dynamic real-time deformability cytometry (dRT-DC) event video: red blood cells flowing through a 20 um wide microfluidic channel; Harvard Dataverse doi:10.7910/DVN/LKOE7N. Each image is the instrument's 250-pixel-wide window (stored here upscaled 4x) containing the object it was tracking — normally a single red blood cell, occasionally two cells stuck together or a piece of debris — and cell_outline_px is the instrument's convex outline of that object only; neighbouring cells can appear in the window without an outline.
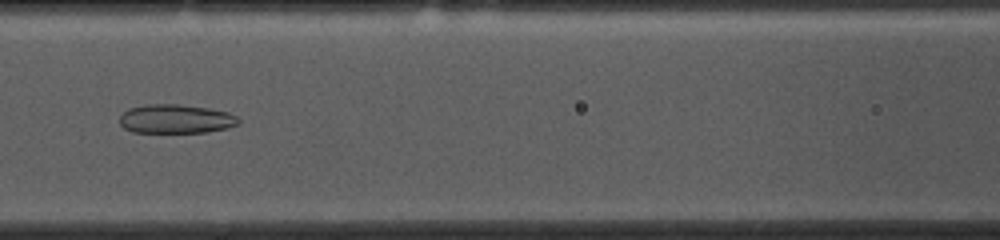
{"species": "common noctule bat (a hibernating species)", "species_latin": "Nyctalus noctula", "temperature_condition": "cold", "stored_images_in_passage": 53, "camera_frame_rate_fps": 3000, "um_per_image_px": 0.085, "animal": {"sex": "female", "body_mass_g": 10.0, "forearm_length_mm": 53.1}, "frame": {"image": 1, "passage_image": 22, "time_ms": 7.0, "image_size_px": [1000, 240], "cell_outline_px": [[240, 124], [228, 128], [208, 132], [132, 132], [124, 128], [120, 124], [120, 116], [128, 108], [144, 104], [176, 104], [208, 108], [228, 112], [236, 116], [240, 120]], "centroid_in_image_um": [14.95, 10.11], "position_along_channel_um": 151.6, "area_um2": 20.17}}
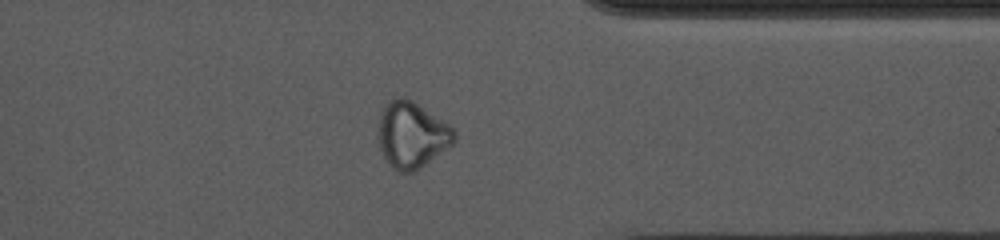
{"frame": {"image": 2, "passage_image": 41, "time_ms": 13.333, "image_size_px": [1000, 240], "cell_outline_px": [[456, 140], [452, 144], [420, 168], [412, 172], [400, 172], [392, 168], [388, 164], [380, 148], [376, 136], [376, 128], [380, 112], [388, 100], [396, 96], [404, 96], [452, 124], [456, 132]], "centroid_in_image_um": [34.98, 11.43], "position_along_channel_um": 376.4, "area_um2": 30.0}}
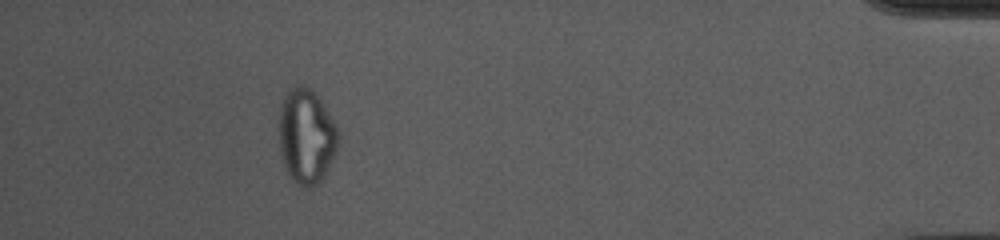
{"frame": {"image": 3, "passage_image": 48, "time_ms": 15.667, "image_size_px": [1000, 240], "cell_outline_px": [[340, 140], [336, 156], [324, 176], [316, 184], [308, 188], [304, 188], [296, 184], [292, 180], [284, 164], [280, 152], [280, 108], [284, 92], [300, 84], [308, 88], [324, 104], [336, 124], [340, 132]], "centroid_in_image_um": [26.08, 11.6], "position_along_channel_um": 409.1, "area_um2": 33.06}, "authors_computed_cell_mechanics": {"area_um2": 27.166, "velocity_mm_per_s": 3.699, "shape_relaxation_time_tau1_ms": null, "shape_relaxation_time_tau2_ms": 3.0976, "deformation_change_tau1": null, "deformation_change_tau2": 0.0903}}